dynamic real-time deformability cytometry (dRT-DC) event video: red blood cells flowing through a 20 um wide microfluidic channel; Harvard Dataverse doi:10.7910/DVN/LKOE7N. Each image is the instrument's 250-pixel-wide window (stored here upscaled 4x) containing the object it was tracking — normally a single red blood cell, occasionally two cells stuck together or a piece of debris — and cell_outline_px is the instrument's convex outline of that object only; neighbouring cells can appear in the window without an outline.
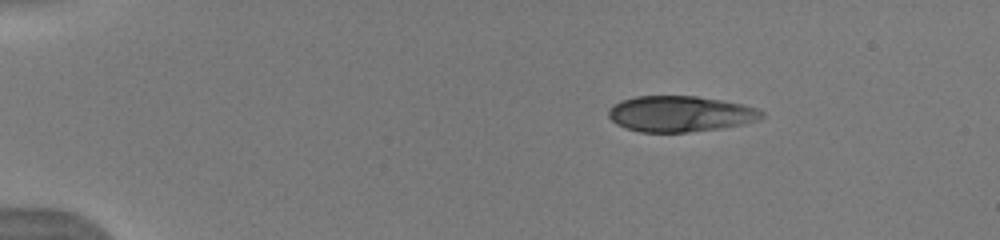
{"species": "human", "species_latin": "Homo sapiens", "temperature_condition": "warm", "stored_images_in_passage": 7, "camera_frame_rate_fps": 3000, "um_per_image_px": 0.085, "donor": {"sex": "male"}, "frame": {"image": 1, "passage_image": 1, "time_ms": 0.0, "image_size_px": [1000, 240], "cell_outline_px": [[764, 116], [756, 120], [744, 124], [716, 128], [684, 132], [640, 132], [624, 128], [616, 124], [608, 116], [608, 108], [620, 100], [636, 96], [696, 96], [744, 104], [756, 108], [764, 112]], "centroid_in_image_um": [57.77, 9.67], "position_along_channel_um": 27.2, "area_um2": 31.96}}
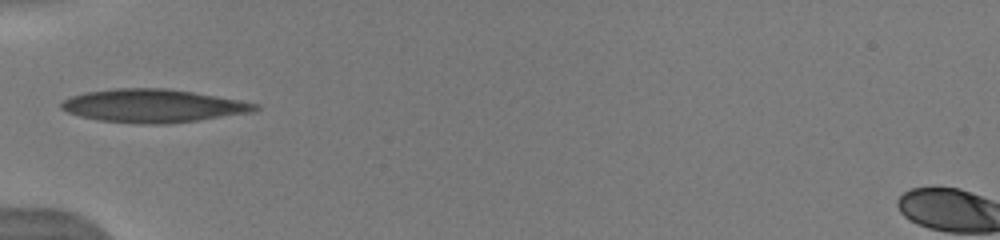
{"frame": {"image": 2, "passage_image": 6, "time_ms": 3.333, "image_size_px": [1000, 240], "cell_outline_px": [[260, 108], [256, 112], [196, 120], [164, 124], [144, 124], [100, 120], [80, 116], [68, 112], [60, 108], [60, 104], [64, 100], [72, 96], [84, 92], [116, 88], [168, 88], [240, 100], [260, 104]], "centroid_in_image_um": [13.04, 8.99], "position_along_channel_um": 72.0, "area_um2": 37.4}}